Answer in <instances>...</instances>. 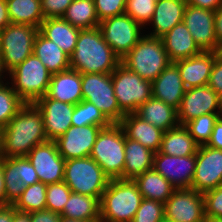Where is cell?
<instances>
[{"label": "cell", "mask_w": 222, "mask_h": 222, "mask_svg": "<svg viewBox=\"0 0 222 222\" xmlns=\"http://www.w3.org/2000/svg\"><path fill=\"white\" fill-rule=\"evenodd\" d=\"M121 63L144 80L153 82L171 61L161 38L144 35Z\"/></svg>", "instance_id": "cell-4"}, {"label": "cell", "mask_w": 222, "mask_h": 222, "mask_svg": "<svg viewBox=\"0 0 222 222\" xmlns=\"http://www.w3.org/2000/svg\"><path fill=\"white\" fill-rule=\"evenodd\" d=\"M30 222H60L61 215L51 210H40L29 213Z\"/></svg>", "instance_id": "cell-48"}, {"label": "cell", "mask_w": 222, "mask_h": 222, "mask_svg": "<svg viewBox=\"0 0 222 222\" xmlns=\"http://www.w3.org/2000/svg\"><path fill=\"white\" fill-rule=\"evenodd\" d=\"M118 124L127 138L138 141L155 153L160 150L164 134L160 128L142 120L135 113L125 114Z\"/></svg>", "instance_id": "cell-23"}, {"label": "cell", "mask_w": 222, "mask_h": 222, "mask_svg": "<svg viewBox=\"0 0 222 222\" xmlns=\"http://www.w3.org/2000/svg\"><path fill=\"white\" fill-rule=\"evenodd\" d=\"M81 73L68 69L51 75L47 93L44 97L76 105L82 101Z\"/></svg>", "instance_id": "cell-22"}, {"label": "cell", "mask_w": 222, "mask_h": 222, "mask_svg": "<svg viewBox=\"0 0 222 222\" xmlns=\"http://www.w3.org/2000/svg\"><path fill=\"white\" fill-rule=\"evenodd\" d=\"M102 128L94 125L71 126L55 140L58 152L65 160L89 157Z\"/></svg>", "instance_id": "cell-17"}, {"label": "cell", "mask_w": 222, "mask_h": 222, "mask_svg": "<svg viewBox=\"0 0 222 222\" xmlns=\"http://www.w3.org/2000/svg\"><path fill=\"white\" fill-rule=\"evenodd\" d=\"M70 58V68L81 74H111L121 58L104 41L99 27L80 30L76 48Z\"/></svg>", "instance_id": "cell-2"}, {"label": "cell", "mask_w": 222, "mask_h": 222, "mask_svg": "<svg viewBox=\"0 0 222 222\" xmlns=\"http://www.w3.org/2000/svg\"><path fill=\"white\" fill-rule=\"evenodd\" d=\"M198 144L184 125H178L163 134L160 152L170 156L185 157L195 155Z\"/></svg>", "instance_id": "cell-30"}, {"label": "cell", "mask_w": 222, "mask_h": 222, "mask_svg": "<svg viewBox=\"0 0 222 222\" xmlns=\"http://www.w3.org/2000/svg\"><path fill=\"white\" fill-rule=\"evenodd\" d=\"M9 73L13 81L12 88L25 103H34L46 95L52 74L34 54Z\"/></svg>", "instance_id": "cell-7"}, {"label": "cell", "mask_w": 222, "mask_h": 222, "mask_svg": "<svg viewBox=\"0 0 222 222\" xmlns=\"http://www.w3.org/2000/svg\"><path fill=\"white\" fill-rule=\"evenodd\" d=\"M0 205H6V191L3 172V157H0Z\"/></svg>", "instance_id": "cell-54"}, {"label": "cell", "mask_w": 222, "mask_h": 222, "mask_svg": "<svg viewBox=\"0 0 222 222\" xmlns=\"http://www.w3.org/2000/svg\"><path fill=\"white\" fill-rule=\"evenodd\" d=\"M46 187L42 182L26 186L18 200L13 204L18 212L31 213L46 209Z\"/></svg>", "instance_id": "cell-35"}, {"label": "cell", "mask_w": 222, "mask_h": 222, "mask_svg": "<svg viewBox=\"0 0 222 222\" xmlns=\"http://www.w3.org/2000/svg\"><path fill=\"white\" fill-rule=\"evenodd\" d=\"M216 52H201L187 59L175 61L186 89L208 85Z\"/></svg>", "instance_id": "cell-20"}, {"label": "cell", "mask_w": 222, "mask_h": 222, "mask_svg": "<svg viewBox=\"0 0 222 222\" xmlns=\"http://www.w3.org/2000/svg\"><path fill=\"white\" fill-rule=\"evenodd\" d=\"M71 123L78 127L94 125L103 128L112 124L93 103L85 100L75 105Z\"/></svg>", "instance_id": "cell-36"}, {"label": "cell", "mask_w": 222, "mask_h": 222, "mask_svg": "<svg viewBox=\"0 0 222 222\" xmlns=\"http://www.w3.org/2000/svg\"><path fill=\"white\" fill-rule=\"evenodd\" d=\"M3 172L6 191V205H13L26 187L16 175V157L3 158Z\"/></svg>", "instance_id": "cell-38"}, {"label": "cell", "mask_w": 222, "mask_h": 222, "mask_svg": "<svg viewBox=\"0 0 222 222\" xmlns=\"http://www.w3.org/2000/svg\"><path fill=\"white\" fill-rule=\"evenodd\" d=\"M60 215L71 219L100 222V200L71 192Z\"/></svg>", "instance_id": "cell-32"}, {"label": "cell", "mask_w": 222, "mask_h": 222, "mask_svg": "<svg viewBox=\"0 0 222 222\" xmlns=\"http://www.w3.org/2000/svg\"><path fill=\"white\" fill-rule=\"evenodd\" d=\"M80 30L99 26L94 0H73L62 17Z\"/></svg>", "instance_id": "cell-34"}, {"label": "cell", "mask_w": 222, "mask_h": 222, "mask_svg": "<svg viewBox=\"0 0 222 222\" xmlns=\"http://www.w3.org/2000/svg\"><path fill=\"white\" fill-rule=\"evenodd\" d=\"M15 212L13 205H0V222H12Z\"/></svg>", "instance_id": "cell-53"}, {"label": "cell", "mask_w": 222, "mask_h": 222, "mask_svg": "<svg viewBox=\"0 0 222 222\" xmlns=\"http://www.w3.org/2000/svg\"><path fill=\"white\" fill-rule=\"evenodd\" d=\"M222 185V150L198 146L192 188L200 193Z\"/></svg>", "instance_id": "cell-14"}, {"label": "cell", "mask_w": 222, "mask_h": 222, "mask_svg": "<svg viewBox=\"0 0 222 222\" xmlns=\"http://www.w3.org/2000/svg\"><path fill=\"white\" fill-rule=\"evenodd\" d=\"M33 54L41 60L51 74L70 69L69 56L40 31L35 38Z\"/></svg>", "instance_id": "cell-29"}, {"label": "cell", "mask_w": 222, "mask_h": 222, "mask_svg": "<svg viewBox=\"0 0 222 222\" xmlns=\"http://www.w3.org/2000/svg\"><path fill=\"white\" fill-rule=\"evenodd\" d=\"M186 3L194 7L216 11L222 5V0H186Z\"/></svg>", "instance_id": "cell-50"}, {"label": "cell", "mask_w": 222, "mask_h": 222, "mask_svg": "<svg viewBox=\"0 0 222 222\" xmlns=\"http://www.w3.org/2000/svg\"><path fill=\"white\" fill-rule=\"evenodd\" d=\"M135 114L164 132L179 125L177 109L154 97L140 105Z\"/></svg>", "instance_id": "cell-28"}, {"label": "cell", "mask_w": 222, "mask_h": 222, "mask_svg": "<svg viewBox=\"0 0 222 222\" xmlns=\"http://www.w3.org/2000/svg\"><path fill=\"white\" fill-rule=\"evenodd\" d=\"M205 216L222 219V185L203 194Z\"/></svg>", "instance_id": "cell-44"}, {"label": "cell", "mask_w": 222, "mask_h": 222, "mask_svg": "<svg viewBox=\"0 0 222 222\" xmlns=\"http://www.w3.org/2000/svg\"><path fill=\"white\" fill-rule=\"evenodd\" d=\"M60 222H93V221H87V220H77V219H71L61 216Z\"/></svg>", "instance_id": "cell-56"}, {"label": "cell", "mask_w": 222, "mask_h": 222, "mask_svg": "<svg viewBox=\"0 0 222 222\" xmlns=\"http://www.w3.org/2000/svg\"><path fill=\"white\" fill-rule=\"evenodd\" d=\"M219 113H208L196 117L184 124L194 141L200 145H206L211 138L215 122Z\"/></svg>", "instance_id": "cell-37"}, {"label": "cell", "mask_w": 222, "mask_h": 222, "mask_svg": "<svg viewBox=\"0 0 222 222\" xmlns=\"http://www.w3.org/2000/svg\"><path fill=\"white\" fill-rule=\"evenodd\" d=\"M44 19L62 18L73 0H40Z\"/></svg>", "instance_id": "cell-46"}, {"label": "cell", "mask_w": 222, "mask_h": 222, "mask_svg": "<svg viewBox=\"0 0 222 222\" xmlns=\"http://www.w3.org/2000/svg\"><path fill=\"white\" fill-rule=\"evenodd\" d=\"M186 6V0H159L150 20L154 32L148 36L161 38L176 24L183 22Z\"/></svg>", "instance_id": "cell-25"}, {"label": "cell", "mask_w": 222, "mask_h": 222, "mask_svg": "<svg viewBox=\"0 0 222 222\" xmlns=\"http://www.w3.org/2000/svg\"><path fill=\"white\" fill-rule=\"evenodd\" d=\"M125 133L118 123L102 128L96 137L90 157L110 179H122L125 166Z\"/></svg>", "instance_id": "cell-5"}, {"label": "cell", "mask_w": 222, "mask_h": 222, "mask_svg": "<svg viewBox=\"0 0 222 222\" xmlns=\"http://www.w3.org/2000/svg\"><path fill=\"white\" fill-rule=\"evenodd\" d=\"M71 192V189L64 181L47 184L46 209L60 214L63 211Z\"/></svg>", "instance_id": "cell-40"}, {"label": "cell", "mask_w": 222, "mask_h": 222, "mask_svg": "<svg viewBox=\"0 0 222 222\" xmlns=\"http://www.w3.org/2000/svg\"><path fill=\"white\" fill-rule=\"evenodd\" d=\"M39 28L10 23L0 31V56L8 73L33 54V46Z\"/></svg>", "instance_id": "cell-8"}, {"label": "cell", "mask_w": 222, "mask_h": 222, "mask_svg": "<svg viewBox=\"0 0 222 222\" xmlns=\"http://www.w3.org/2000/svg\"><path fill=\"white\" fill-rule=\"evenodd\" d=\"M82 100L93 103L111 123H119L125 114L115 97L112 73L81 74Z\"/></svg>", "instance_id": "cell-10"}, {"label": "cell", "mask_w": 222, "mask_h": 222, "mask_svg": "<svg viewBox=\"0 0 222 222\" xmlns=\"http://www.w3.org/2000/svg\"><path fill=\"white\" fill-rule=\"evenodd\" d=\"M39 31L69 57L73 54L80 33L79 28L72 26L63 18H48L41 23Z\"/></svg>", "instance_id": "cell-26"}, {"label": "cell", "mask_w": 222, "mask_h": 222, "mask_svg": "<svg viewBox=\"0 0 222 222\" xmlns=\"http://www.w3.org/2000/svg\"><path fill=\"white\" fill-rule=\"evenodd\" d=\"M161 222H173V221L163 218Z\"/></svg>", "instance_id": "cell-60"}, {"label": "cell", "mask_w": 222, "mask_h": 222, "mask_svg": "<svg viewBox=\"0 0 222 222\" xmlns=\"http://www.w3.org/2000/svg\"><path fill=\"white\" fill-rule=\"evenodd\" d=\"M24 104L12 87L0 84V129L7 126Z\"/></svg>", "instance_id": "cell-39"}, {"label": "cell", "mask_w": 222, "mask_h": 222, "mask_svg": "<svg viewBox=\"0 0 222 222\" xmlns=\"http://www.w3.org/2000/svg\"><path fill=\"white\" fill-rule=\"evenodd\" d=\"M109 180L100 165L90 156L65 161L64 182L72 192L100 200Z\"/></svg>", "instance_id": "cell-6"}, {"label": "cell", "mask_w": 222, "mask_h": 222, "mask_svg": "<svg viewBox=\"0 0 222 222\" xmlns=\"http://www.w3.org/2000/svg\"><path fill=\"white\" fill-rule=\"evenodd\" d=\"M219 110V118L222 119V95L220 96Z\"/></svg>", "instance_id": "cell-59"}, {"label": "cell", "mask_w": 222, "mask_h": 222, "mask_svg": "<svg viewBox=\"0 0 222 222\" xmlns=\"http://www.w3.org/2000/svg\"><path fill=\"white\" fill-rule=\"evenodd\" d=\"M142 199L133 180H109L100 199V222H132Z\"/></svg>", "instance_id": "cell-3"}, {"label": "cell", "mask_w": 222, "mask_h": 222, "mask_svg": "<svg viewBox=\"0 0 222 222\" xmlns=\"http://www.w3.org/2000/svg\"><path fill=\"white\" fill-rule=\"evenodd\" d=\"M104 41L122 59L143 37L142 28L129 15L122 14L99 22Z\"/></svg>", "instance_id": "cell-11"}, {"label": "cell", "mask_w": 222, "mask_h": 222, "mask_svg": "<svg viewBox=\"0 0 222 222\" xmlns=\"http://www.w3.org/2000/svg\"><path fill=\"white\" fill-rule=\"evenodd\" d=\"M144 199L165 203L175 191V187L153 168L133 180Z\"/></svg>", "instance_id": "cell-31"}, {"label": "cell", "mask_w": 222, "mask_h": 222, "mask_svg": "<svg viewBox=\"0 0 222 222\" xmlns=\"http://www.w3.org/2000/svg\"><path fill=\"white\" fill-rule=\"evenodd\" d=\"M208 86L219 96L222 95V54L220 52H216V59L211 70Z\"/></svg>", "instance_id": "cell-47"}, {"label": "cell", "mask_w": 222, "mask_h": 222, "mask_svg": "<svg viewBox=\"0 0 222 222\" xmlns=\"http://www.w3.org/2000/svg\"><path fill=\"white\" fill-rule=\"evenodd\" d=\"M204 222H222V219L219 218H208L206 217Z\"/></svg>", "instance_id": "cell-57"}, {"label": "cell", "mask_w": 222, "mask_h": 222, "mask_svg": "<svg viewBox=\"0 0 222 222\" xmlns=\"http://www.w3.org/2000/svg\"><path fill=\"white\" fill-rule=\"evenodd\" d=\"M12 222H30L29 214L16 211L13 214V221Z\"/></svg>", "instance_id": "cell-55"}, {"label": "cell", "mask_w": 222, "mask_h": 222, "mask_svg": "<svg viewBox=\"0 0 222 222\" xmlns=\"http://www.w3.org/2000/svg\"><path fill=\"white\" fill-rule=\"evenodd\" d=\"M48 141L43 117L34 103H25L0 129L1 157H26L36 146Z\"/></svg>", "instance_id": "cell-1"}, {"label": "cell", "mask_w": 222, "mask_h": 222, "mask_svg": "<svg viewBox=\"0 0 222 222\" xmlns=\"http://www.w3.org/2000/svg\"><path fill=\"white\" fill-rule=\"evenodd\" d=\"M159 0H127L125 14L129 15L139 25L150 23L156 3Z\"/></svg>", "instance_id": "cell-41"}, {"label": "cell", "mask_w": 222, "mask_h": 222, "mask_svg": "<svg viewBox=\"0 0 222 222\" xmlns=\"http://www.w3.org/2000/svg\"><path fill=\"white\" fill-rule=\"evenodd\" d=\"M186 92L179 69L171 62L152 82V97L178 109Z\"/></svg>", "instance_id": "cell-21"}, {"label": "cell", "mask_w": 222, "mask_h": 222, "mask_svg": "<svg viewBox=\"0 0 222 222\" xmlns=\"http://www.w3.org/2000/svg\"><path fill=\"white\" fill-rule=\"evenodd\" d=\"M196 168V154L185 157L170 156L160 151L154 154L153 169L176 189L192 188Z\"/></svg>", "instance_id": "cell-16"}, {"label": "cell", "mask_w": 222, "mask_h": 222, "mask_svg": "<svg viewBox=\"0 0 222 222\" xmlns=\"http://www.w3.org/2000/svg\"><path fill=\"white\" fill-rule=\"evenodd\" d=\"M164 218V203L142 199L132 222H161Z\"/></svg>", "instance_id": "cell-42"}, {"label": "cell", "mask_w": 222, "mask_h": 222, "mask_svg": "<svg viewBox=\"0 0 222 222\" xmlns=\"http://www.w3.org/2000/svg\"><path fill=\"white\" fill-rule=\"evenodd\" d=\"M11 23L40 28L45 20L40 0H6Z\"/></svg>", "instance_id": "cell-33"}, {"label": "cell", "mask_w": 222, "mask_h": 222, "mask_svg": "<svg viewBox=\"0 0 222 222\" xmlns=\"http://www.w3.org/2000/svg\"><path fill=\"white\" fill-rule=\"evenodd\" d=\"M16 175L20 177L25 186L39 182L36 170L27 157H16Z\"/></svg>", "instance_id": "cell-45"}, {"label": "cell", "mask_w": 222, "mask_h": 222, "mask_svg": "<svg viewBox=\"0 0 222 222\" xmlns=\"http://www.w3.org/2000/svg\"><path fill=\"white\" fill-rule=\"evenodd\" d=\"M183 23L202 52H220L216 41L215 11L191 5L186 6Z\"/></svg>", "instance_id": "cell-13"}, {"label": "cell", "mask_w": 222, "mask_h": 222, "mask_svg": "<svg viewBox=\"0 0 222 222\" xmlns=\"http://www.w3.org/2000/svg\"><path fill=\"white\" fill-rule=\"evenodd\" d=\"M3 72H5V70H4V68H3V66H2V60H1V56H0V84L1 83H3V81H1V76H2V74L1 73H3Z\"/></svg>", "instance_id": "cell-58"}, {"label": "cell", "mask_w": 222, "mask_h": 222, "mask_svg": "<svg viewBox=\"0 0 222 222\" xmlns=\"http://www.w3.org/2000/svg\"><path fill=\"white\" fill-rule=\"evenodd\" d=\"M164 218L173 222H204L203 193L193 188L175 189L164 203Z\"/></svg>", "instance_id": "cell-12"}, {"label": "cell", "mask_w": 222, "mask_h": 222, "mask_svg": "<svg viewBox=\"0 0 222 222\" xmlns=\"http://www.w3.org/2000/svg\"><path fill=\"white\" fill-rule=\"evenodd\" d=\"M220 96L208 85L186 89L177 109L178 121L184 125L188 121L219 109Z\"/></svg>", "instance_id": "cell-18"}, {"label": "cell", "mask_w": 222, "mask_h": 222, "mask_svg": "<svg viewBox=\"0 0 222 222\" xmlns=\"http://www.w3.org/2000/svg\"><path fill=\"white\" fill-rule=\"evenodd\" d=\"M215 35L217 43L222 46V5L215 11Z\"/></svg>", "instance_id": "cell-51"}, {"label": "cell", "mask_w": 222, "mask_h": 222, "mask_svg": "<svg viewBox=\"0 0 222 222\" xmlns=\"http://www.w3.org/2000/svg\"><path fill=\"white\" fill-rule=\"evenodd\" d=\"M26 157L34 166L40 182L51 184L64 181L66 160L58 152L55 141L36 145Z\"/></svg>", "instance_id": "cell-15"}, {"label": "cell", "mask_w": 222, "mask_h": 222, "mask_svg": "<svg viewBox=\"0 0 222 222\" xmlns=\"http://www.w3.org/2000/svg\"><path fill=\"white\" fill-rule=\"evenodd\" d=\"M34 104L42 114L48 140L55 141L72 126L71 120L75 105L50 97H41Z\"/></svg>", "instance_id": "cell-19"}, {"label": "cell", "mask_w": 222, "mask_h": 222, "mask_svg": "<svg viewBox=\"0 0 222 222\" xmlns=\"http://www.w3.org/2000/svg\"><path fill=\"white\" fill-rule=\"evenodd\" d=\"M112 83L124 114L135 113L140 105L152 97V82L144 80L122 63L112 72Z\"/></svg>", "instance_id": "cell-9"}, {"label": "cell", "mask_w": 222, "mask_h": 222, "mask_svg": "<svg viewBox=\"0 0 222 222\" xmlns=\"http://www.w3.org/2000/svg\"><path fill=\"white\" fill-rule=\"evenodd\" d=\"M127 0H94L99 21L125 14Z\"/></svg>", "instance_id": "cell-43"}, {"label": "cell", "mask_w": 222, "mask_h": 222, "mask_svg": "<svg viewBox=\"0 0 222 222\" xmlns=\"http://www.w3.org/2000/svg\"><path fill=\"white\" fill-rule=\"evenodd\" d=\"M11 23L6 0H0V31Z\"/></svg>", "instance_id": "cell-52"}, {"label": "cell", "mask_w": 222, "mask_h": 222, "mask_svg": "<svg viewBox=\"0 0 222 222\" xmlns=\"http://www.w3.org/2000/svg\"><path fill=\"white\" fill-rule=\"evenodd\" d=\"M161 39L171 62L187 59L202 52L183 22L176 24Z\"/></svg>", "instance_id": "cell-24"}, {"label": "cell", "mask_w": 222, "mask_h": 222, "mask_svg": "<svg viewBox=\"0 0 222 222\" xmlns=\"http://www.w3.org/2000/svg\"><path fill=\"white\" fill-rule=\"evenodd\" d=\"M206 146L222 150V119L215 122L210 140Z\"/></svg>", "instance_id": "cell-49"}, {"label": "cell", "mask_w": 222, "mask_h": 222, "mask_svg": "<svg viewBox=\"0 0 222 222\" xmlns=\"http://www.w3.org/2000/svg\"><path fill=\"white\" fill-rule=\"evenodd\" d=\"M124 153L125 166L123 180H134L137 176L153 168L155 152L126 136Z\"/></svg>", "instance_id": "cell-27"}]
</instances>
